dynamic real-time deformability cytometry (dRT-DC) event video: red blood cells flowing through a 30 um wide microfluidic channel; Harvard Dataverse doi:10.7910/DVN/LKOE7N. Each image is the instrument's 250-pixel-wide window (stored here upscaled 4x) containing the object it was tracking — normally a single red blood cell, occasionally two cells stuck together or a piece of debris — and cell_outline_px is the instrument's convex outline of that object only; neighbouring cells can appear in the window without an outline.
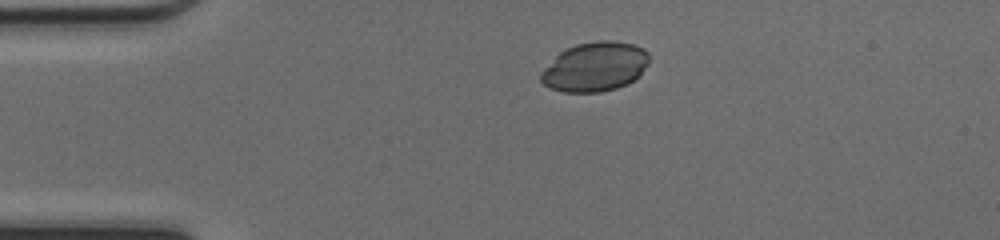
{"species": "common noctule bat (a hibernating species)", "species_latin": "Nyctalus noctula", "temperature_condition": "cold", "stored_images_in_passage": 44, "camera_frame_rate_fps": 3000, "um_per_image_px": 0.085, "animal": {"sex": "female", "body_mass_g": 17.0, "forearm_length_mm": 48.0}, "frame": {"image": 1, "passage_image": 6, "time_ms": 1.667, "image_size_px": [1000, 240], "cell_outline_px": [[648, 64], [640, 76], [628, 84], [616, 88], [600, 92], [564, 92], [548, 88], [540, 80], [540, 72], [564, 48], [576, 44], [596, 40], [612, 40], [632, 44], [644, 48], [648, 52]], "centroid_in_image_um": [50.57, 5.67], "position_along_channel_um": 34.4, "area_um2": 31.44}}
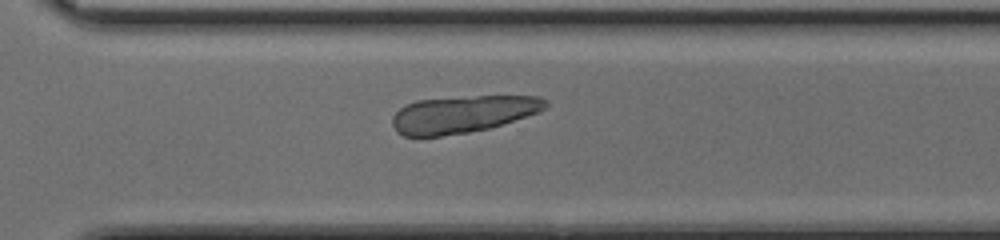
{"frame": {"image": 2, "passage_image": 30, "time_ms": 9.667, "image_size_px": [1000, 240], "cell_outline_px": [[548, 104], [544, 108], [536, 112], [488, 128], [468, 132], [440, 136], [404, 136], [396, 132], [392, 124], [392, 116], [400, 108], [416, 100], [476, 96], [540, 96], [548, 100]], "centroid_in_image_um": [39.29, 9.7], "position_along_channel_um": 331.3, "area_um2": 32.71}}